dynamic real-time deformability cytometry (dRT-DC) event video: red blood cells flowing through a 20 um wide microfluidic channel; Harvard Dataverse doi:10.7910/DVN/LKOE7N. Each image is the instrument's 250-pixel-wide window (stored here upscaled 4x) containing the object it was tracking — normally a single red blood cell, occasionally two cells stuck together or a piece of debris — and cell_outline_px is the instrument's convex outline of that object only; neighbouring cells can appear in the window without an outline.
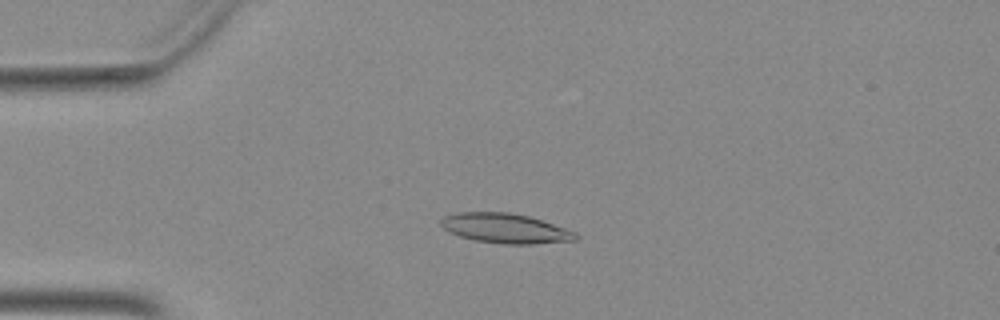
{"species": "Egyptian fruit bat (a non-hibernating species)", "species_latin": "Rousettus aegyptiacus", "temperature_condition": "warm", "stored_images_in_passage": 51, "camera_frame_rate_fps": 3000, "um_per_image_px": 0.085, "animal": {"sex": "female"}, "frame": {"image": 1, "passage_image": 13, "time_ms": 4.0, "image_size_px": [1000, 320], "cell_outline_px": [[580, 236], [576, 240], [532, 244], [500, 244], [476, 240], [460, 236], [448, 232], [440, 224], [440, 220], [444, 216], [460, 212], [508, 212], [528, 216], [576, 232]], "centroid_in_image_um": [42.94, 19.41], "position_along_channel_um": 42.1, "area_um2": 23.24}}
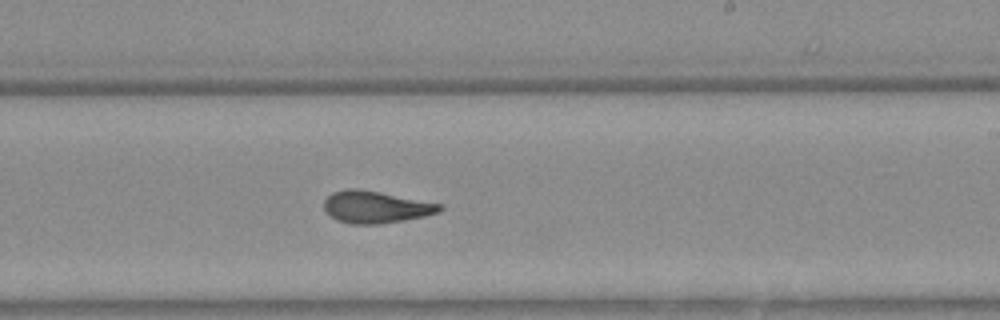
{"frame": {"image": 2, "passage_image": 31, "time_ms": 10.0, "image_size_px": [1000, 320], "cell_outline_px": [[444, 208], [440, 212], [424, 216], [404, 220], [380, 224], [348, 224], [336, 220], [324, 212], [324, 200], [332, 192], [348, 188], [356, 188], [440, 204]], "centroid_in_image_um": [31.87, 17.61], "position_along_channel_um": 257.1, "area_um2": 21.5}}
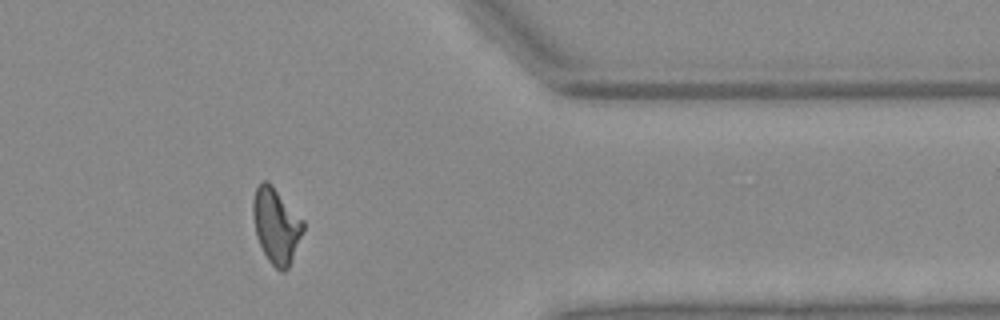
{"frame": {"image": 3, "passage_image": 42, "time_ms": 13.667, "image_size_px": [1000, 320], "cell_outline_px": [[304, 228], [288, 268], [284, 272], [280, 272], [268, 260], [256, 236], [252, 216], [252, 200], [256, 188], [264, 180], [268, 180], [272, 184], [304, 220]], "centroid_in_image_um": [23.46, 19.15], "position_along_channel_um": 387.9, "area_um2": 22.02}}